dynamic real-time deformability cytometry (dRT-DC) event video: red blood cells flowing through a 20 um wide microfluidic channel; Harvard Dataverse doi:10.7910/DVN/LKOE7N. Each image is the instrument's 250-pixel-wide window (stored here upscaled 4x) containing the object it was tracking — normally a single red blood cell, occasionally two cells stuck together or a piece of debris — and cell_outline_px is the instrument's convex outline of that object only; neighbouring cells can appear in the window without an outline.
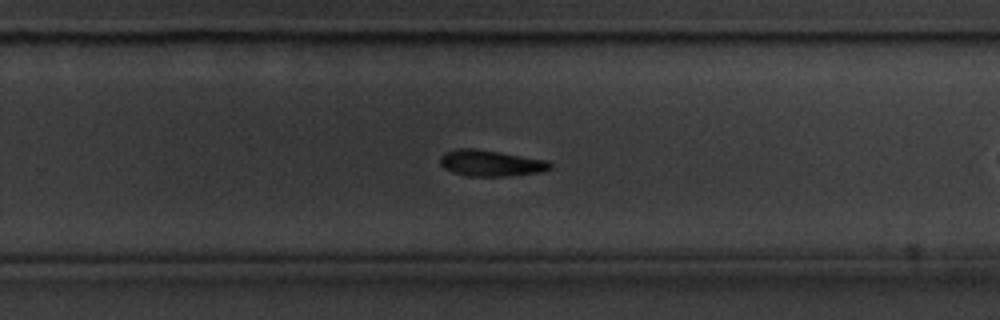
{"species": "common noctule bat (a hibernating species)", "species_latin": "Nyctalus noctula", "temperature_condition": "cold", "stored_images_in_passage": 37, "camera_frame_rate_fps": 3000, "um_per_image_px": 0.085, "animal": {"sex": "male", "body_mass_g": 20.1, "forearm_length_mm": 53.5}, "frame": {"image": 1, "passage_image": 16, "time_ms": 5.0, "image_size_px": [1000, 320], "cell_outline_px": [[552, 168], [540, 172], [504, 176], [468, 176], [452, 172], [444, 168], [440, 164], [440, 156], [444, 152], [456, 148], [476, 148], [548, 160], [552, 164]], "centroid_in_image_um": [41.69, 13.85], "position_along_channel_um": 288.1, "area_um2": 16.88}}